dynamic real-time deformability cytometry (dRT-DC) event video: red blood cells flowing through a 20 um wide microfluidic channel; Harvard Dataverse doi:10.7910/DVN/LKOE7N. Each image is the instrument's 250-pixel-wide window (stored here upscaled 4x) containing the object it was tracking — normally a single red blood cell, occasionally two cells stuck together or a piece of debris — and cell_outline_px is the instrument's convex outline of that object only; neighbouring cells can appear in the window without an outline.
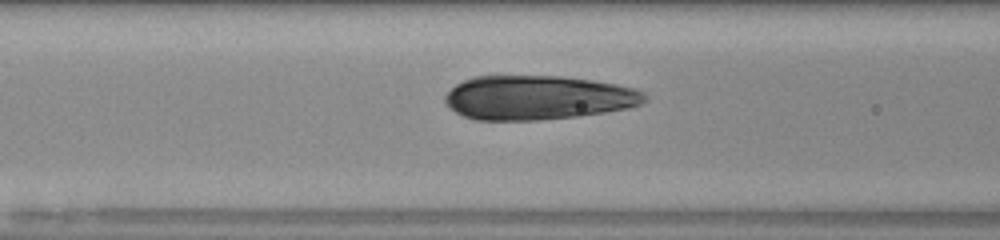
{"species": "human", "species_latin": "Homo sapiens", "temperature_condition": "room temperature", "stored_images_in_passage": 28, "camera_frame_rate_fps": 3000, "um_per_image_px": 0.085, "donor": {"sex": "male"}, "frame": {"image": 1, "passage_image": 13, "time_ms": 4.0, "image_size_px": [1000, 240], "cell_outline_px": [[648, 100], [640, 104], [628, 108], [580, 116], [536, 120], [476, 120], [464, 116], [456, 112], [444, 100], [444, 96], [456, 84], [472, 76], [564, 76], [592, 80], [616, 84], [636, 88], [644, 92], [648, 96]], "centroid_in_image_um": [45.76, 8.29], "position_along_channel_um": 120.8, "area_um2": 51.56}}